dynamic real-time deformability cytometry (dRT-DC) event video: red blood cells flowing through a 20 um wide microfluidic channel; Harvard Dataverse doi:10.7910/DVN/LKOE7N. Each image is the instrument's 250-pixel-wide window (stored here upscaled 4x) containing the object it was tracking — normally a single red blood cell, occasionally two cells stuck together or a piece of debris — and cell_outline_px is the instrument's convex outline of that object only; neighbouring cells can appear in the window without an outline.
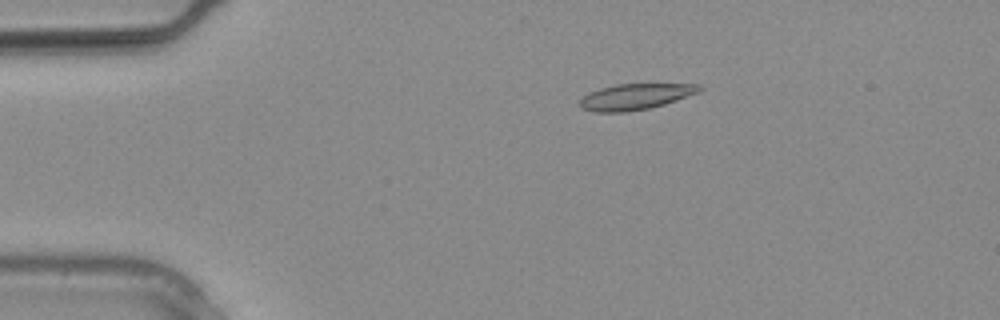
{"species": "common noctule bat (a hibernating species)", "species_latin": "Nyctalus noctula", "temperature_condition": "warm", "stored_images_in_passage": 6, "camera_frame_rate_fps": 3000, "um_per_image_px": 0.085, "animal": {"sex": "male", "body_mass_g": 20.4}, "frame": {"image": 1, "passage_image": 1, "time_ms": 0.0, "image_size_px": [1000, 320], "cell_outline_px": [[704, 88], [700, 92], [664, 104], [648, 108], [624, 112], [596, 112], [580, 108], [580, 100], [588, 92], [600, 88], [616, 84], [700, 84]], "centroid_in_image_um": [54.01, 8.21], "position_along_channel_um": 31.0, "area_um2": 18.03}}
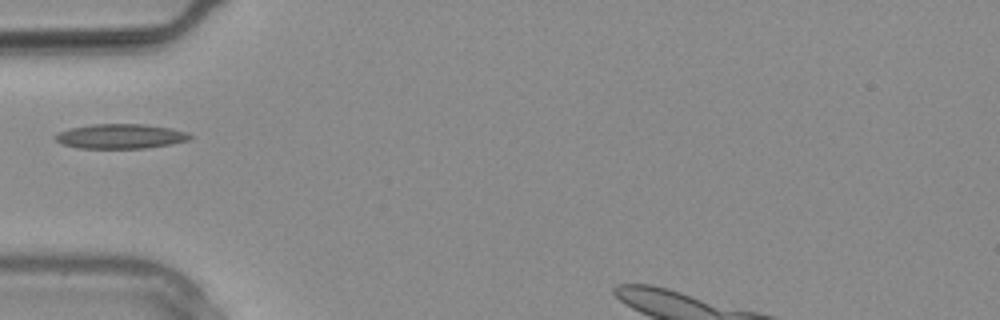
{"frame": {"image": 2, "passage_image": 5, "time_ms": 1.333, "image_size_px": [1000, 320], "cell_outline_px": [[192, 136], [188, 140], [172, 144], [144, 148], [80, 148], [60, 144], [52, 136], [60, 132], [72, 128], [92, 124], [144, 124], [168, 128], [184, 132]], "centroid_in_image_um": [10.19, 11.59], "position_along_channel_um": 74.8, "area_um2": 19.13}}